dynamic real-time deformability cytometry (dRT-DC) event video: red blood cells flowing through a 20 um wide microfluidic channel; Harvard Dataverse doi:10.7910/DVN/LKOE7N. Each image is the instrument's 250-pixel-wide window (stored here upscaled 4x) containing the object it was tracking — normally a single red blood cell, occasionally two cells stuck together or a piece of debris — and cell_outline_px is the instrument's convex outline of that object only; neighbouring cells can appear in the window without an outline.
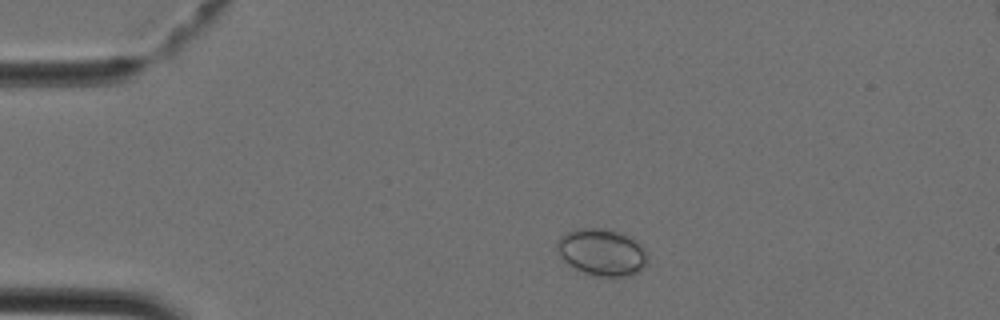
{"species": "Egyptian fruit bat (a non-hibernating species)", "species_latin": "Rousettus aegyptiacus", "temperature_condition": "cold", "stored_images_in_passage": 38, "camera_frame_rate_fps": 3000, "um_per_image_px": 0.085, "animal": {"sex": "female"}, "frame": {"image": 1, "passage_image": 4, "time_ms": 1.0, "image_size_px": [1000, 320], "cell_outline_px": [[648, 260], [632, 276], [592, 276], [568, 264], [560, 256], [556, 248], [556, 244], [560, 236], [564, 232], [576, 228], [604, 228], [628, 236], [640, 244], [644, 248], [648, 256]], "centroid_in_image_um": [51.12, 21.43], "position_along_channel_um": 33.9, "area_um2": 24.68}}
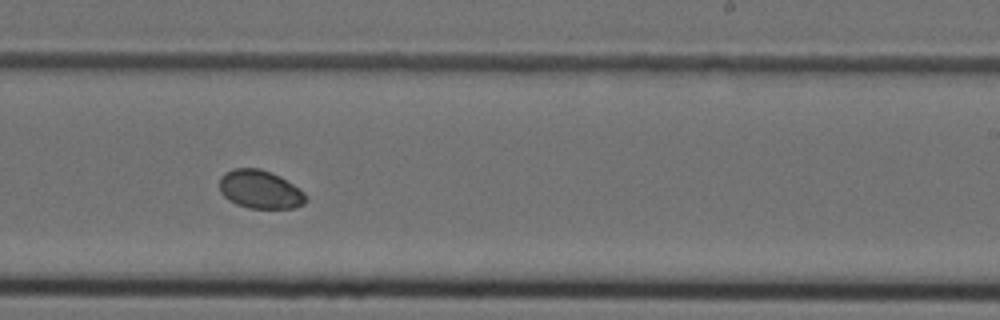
{"frame": {"image": 2, "passage_image": 22, "time_ms": 7.0, "image_size_px": [1000, 320], "cell_outline_px": [[308, 200], [304, 204], [296, 208], [248, 208], [236, 204], [228, 200], [220, 192], [220, 176], [224, 172], [232, 168], [260, 168], [272, 172], [280, 176], [304, 192]], "centroid_in_image_um": [22.1, 16.1], "position_along_channel_um": 266.9, "area_um2": 19.54}}
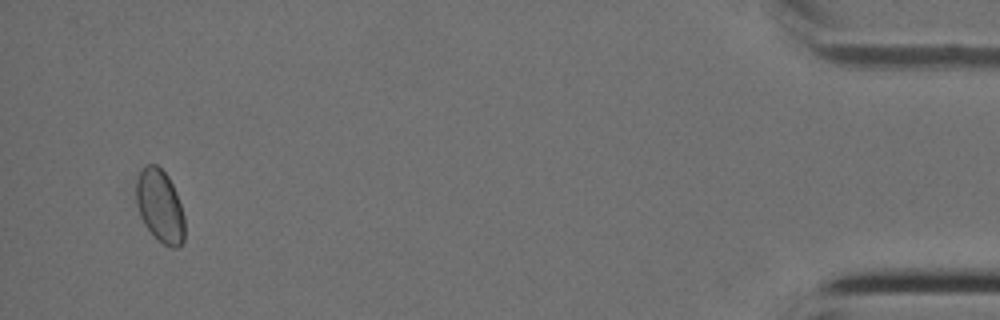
{"frame": {"image": 3, "passage_image": 37, "time_ms": 12.0, "image_size_px": [1000, 320], "cell_outline_px": [[184, 240], [180, 248], [172, 248], [156, 240], [144, 224], [140, 216], [136, 204], [136, 180], [140, 172], [148, 164], [156, 164], [168, 176], [176, 192], [184, 216]], "centroid_in_image_um": [13.6, 17.55], "position_along_channel_um": 421.6, "area_um2": 20.69}}